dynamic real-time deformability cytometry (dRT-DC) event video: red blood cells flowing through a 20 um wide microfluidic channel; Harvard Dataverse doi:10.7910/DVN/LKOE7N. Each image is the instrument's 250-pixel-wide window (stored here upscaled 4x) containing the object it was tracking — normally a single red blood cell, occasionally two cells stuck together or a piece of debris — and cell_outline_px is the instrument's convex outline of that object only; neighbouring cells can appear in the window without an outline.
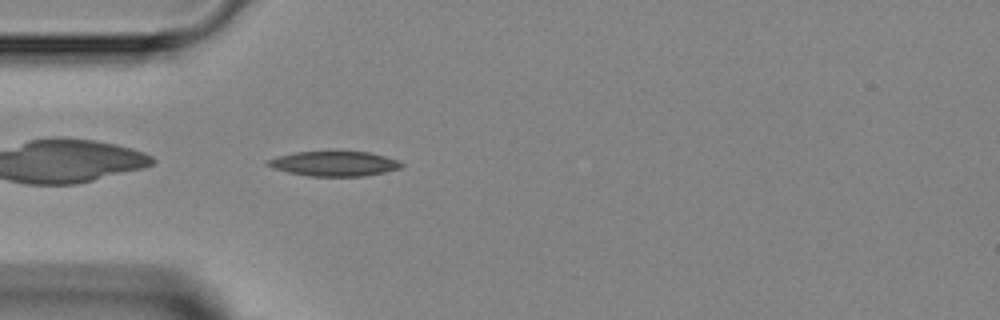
{"species": "Egyptian fruit bat (a non-hibernating species)", "species_latin": "Rousettus aegyptiacus", "temperature_condition": "room temperature", "stored_images_in_passage": 2, "camera_frame_rate_fps": 3000, "um_per_image_px": 0.085, "animal": {"sex": "female"}, "frame": {"image": 1, "passage_image": 2, "time_ms": 1.0, "image_size_px": [1000, 320], "cell_outline_px": [[404, 164], [400, 168], [384, 172], [364, 176], [308, 176], [288, 172], [272, 168], [264, 164], [264, 160], [276, 156], [296, 152], [368, 152], [384, 156], [396, 160]], "centroid_in_image_um": [28.32, 13.91], "position_along_channel_um": 56.7, "area_um2": 19.31}}